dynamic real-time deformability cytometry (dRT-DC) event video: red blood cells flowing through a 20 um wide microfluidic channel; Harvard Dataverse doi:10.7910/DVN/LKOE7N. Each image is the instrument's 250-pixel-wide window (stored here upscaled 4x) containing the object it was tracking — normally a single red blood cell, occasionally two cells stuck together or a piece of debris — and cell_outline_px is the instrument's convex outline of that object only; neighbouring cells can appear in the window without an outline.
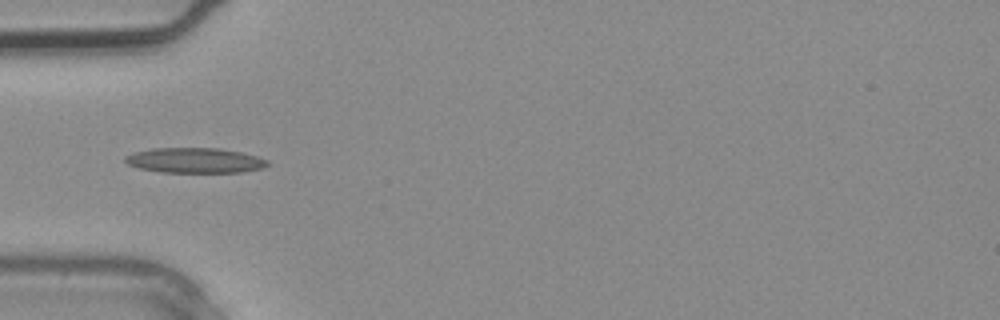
{"species": "common noctule bat (a hibernating species)", "species_latin": "Nyctalus noctula", "temperature_condition": "warm", "stored_images_in_passage": 4, "camera_frame_rate_fps": 3000, "um_per_image_px": 0.085, "animal": {"sex": "male", "body_mass_g": 20.4}, "frame": {"image": 1, "passage_image": 4, "time_ms": 1.0, "image_size_px": [1000, 320], "cell_outline_px": [[268, 164], [260, 168], [240, 172], [160, 172], [140, 168], [128, 164], [124, 160], [124, 156], [132, 152], [152, 148], [220, 148], [240, 152], [256, 156], [268, 160]], "centroid_in_image_um": [16.5, 13.62], "position_along_channel_um": 68.5, "area_um2": 20.75}}